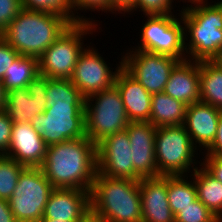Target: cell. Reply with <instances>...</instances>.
<instances>
[{
  "label": "cell",
  "mask_w": 222,
  "mask_h": 222,
  "mask_svg": "<svg viewBox=\"0 0 222 222\" xmlns=\"http://www.w3.org/2000/svg\"><path fill=\"white\" fill-rule=\"evenodd\" d=\"M70 25L59 14L22 8L0 36L20 55L39 58Z\"/></svg>",
  "instance_id": "3957f363"
},
{
  "label": "cell",
  "mask_w": 222,
  "mask_h": 222,
  "mask_svg": "<svg viewBox=\"0 0 222 222\" xmlns=\"http://www.w3.org/2000/svg\"><path fill=\"white\" fill-rule=\"evenodd\" d=\"M115 86L120 91L129 121H149L151 94L123 67L116 75Z\"/></svg>",
  "instance_id": "44dd1931"
},
{
  "label": "cell",
  "mask_w": 222,
  "mask_h": 222,
  "mask_svg": "<svg viewBox=\"0 0 222 222\" xmlns=\"http://www.w3.org/2000/svg\"><path fill=\"white\" fill-rule=\"evenodd\" d=\"M5 94L6 93L3 89L2 81L0 80V110L4 108Z\"/></svg>",
  "instance_id": "ab89813d"
},
{
  "label": "cell",
  "mask_w": 222,
  "mask_h": 222,
  "mask_svg": "<svg viewBox=\"0 0 222 222\" xmlns=\"http://www.w3.org/2000/svg\"><path fill=\"white\" fill-rule=\"evenodd\" d=\"M25 166L13 158L0 155V199L9 200L13 195L18 178Z\"/></svg>",
  "instance_id": "83f0119b"
},
{
  "label": "cell",
  "mask_w": 222,
  "mask_h": 222,
  "mask_svg": "<svg viewBox=\"0 0 222 222\" xmlns=\"http://www.w3.org/2000/svg\"><path fill=\"white\" fill-rule=\"evenodd\" d=\"M139 188L142 222H175L168 202L167 175L142 178Z\"/></svg>",
  "instance_id": "d6986e66"
},
{
  "label": "cell",
  "mask_w": 222,
  "mask_h": 222,
  "mask_svg": "<svg viewBox=\"0 0 222 222\" xmlns=\"http://www.w3.org/2000/svg\"><path fill=\"white\" fill-rule=\"evenodd\" d=\"M193 178L197 198L222 222V183L213 177L201 164L190 178Z\"/></svg>",
  "instance_id": "cb8c5ba5"
},
{
  "label": "cell",
  "mask_w": 222,
  "mask_h": 222,
  "mask_svg": "<svg viewBox=\"0 0 222 222\" xmlns=\"http://www.w3.org/2000/svg\"><path fill=\"white\" fill-rule=\"evenodd\" d=\"M41 219L91 222L90 191L55 188L48 198Z\"/></svg>",
  "instance_id": "2e32d148"
},
{
  "label": "cell",
  "mask_w": 222,
  "mask_h": 222,
  "mask_svg": "<svg viewBox=\"0 0 222 222\" xmlns=\"http://www.w3.org/2000/svg\"><path fill=\"white\" fill-rule=\"evenodd\" d=\"M202 158L203 161L200 160L201 166L222 183V158L219 156H204Z\"/></svg>",
  "instance_id": "d590c367"
},
{
  "label": "cell",
  "mask_w": 222,
  "mask_h": 222,
  "mask_svg": "<svg viewBox=\"0 0 222 222\" xmlns=\"http://www.w3.org/2000/svg\"><path fill=\"white\" fill-rule=\"evenodd\" d=\"M204 151L205 156H219L222 158V114L220 115L217 131L212 144Z\"/></svg>",
  "instance_id": "8d00e7d4"
},
{
  "label": "cell",
  "mask_w": 222,
  "mask_h": 222,
  "mask_svg": "<svg viewBox=\"0 0 222 222\" xmlns=\"http://www.w3.org/2000/svg\"><path fill=\"white\" fill-rule=\"evenodd\" d=\"M200 101L222 110V66L217 60L199 61Z\"/></svg>",
  "instance_id": "603a6c76"
},
{
  "label": "cell",
  "mask_w": 222,
  "mask_h": 222,
  "mask_svg": "<svg viewBox=\"0 0 222 222\" xmlns=\"http://www.w3.org/2000/svg\"><path fill=\"white\" fill-rule=\"evenodd\" d=\"M172 2V0H134V4L126 14H132L139 9V12L143 11V15H170L175 11Z\"/></svg>",
  "instance_id": "4dcf8cb0"
},
{
  "label": "cell",
  "mask_w": 222,
  "mask_h": 222,
  "mask_svg": "<svg viewBox=\"0 0 222 222\" xmlns=\"http://www.w3.org/2000/svg\"><path fill=\"white\" fill-rule=\"evenodd\" d=\"M39 222H69V221L55 220V219H41Z\"/></svg>",
  "instance_id": "b9f144b4"
},
{
  "label": "cell",
  "mask_w": 222,
  "mask_h": 222,
  "mask_svg": "<svg viewBox=\"0 0 222 222\" xmlns=\"http://www.w3.org/2000/svg\"><path fill=\"white\" fill-rule=\"evenodd\" d=\"M175 222H221L198 198L175 215Z\"/></svg>",
  "instance_id": "f546056e"
},
{
  "label": "cell",
  "mask_w": 222,
  "mask_h": 222,
  "mask_svg": "<svg viewBox=\"0 0 222 222\" xmlns=\"http://www.w3.org/2000/svg\"><path fill=\"white\" fill-rule=\"evenodd\" d=\"M41 169L54 188L90 191L97 169V145L87 136L47 146Z\"/></svg>",
  "instance_id": "6da1fadb"
},
{
  "label": "cell",
  "mask_w": 222,
  "mask_h": 222,
  "mask_svg": "<svg viewBox=\"0 0 222 222\" xmlns=\"http://www.w3.org/2000/svg\"><path fill=\"white\" fill-rule=\"evenodd\" d=\"M134 171L141 178L161 176L155 158V134L157 127L149 121H130L126 128Z\"/></svg>",
  "instance_id": "9a60e30c"
},
{
  "label": "cell",
  "mask_w": 222,
  "mask_h": 222,
  "mask_svg": "<svg viewBox=\"0 0 222 222\" xmlns=\"http://www.w3.org/2000/svg\"><path fill=\"white\" fill-rule=\"evenodd\" d=\"M197 151L184 125L157 128L155 158L160 175H190L201 164L195 158Z\"/></svg>",
  "instance_id": "8992f818"
},
{
  "label": "cell",
  "mask_w": 222,
  "mask_h": 222,
  "mask_svg": "<svg viewBox=\"0 0 222 222\" xmlns=\"http://www.w3.org/2000/svg\"><path fill=\"white\" fill-rule=\"evenodd\" d=\"M38 74V58L19 54L6 70L2 79L3 89L6 93L16 88L26 87Z\"/></svg>",
  "instance_id": "484cf974"
},
{
  "label": "cell",
  "mask_w": 222,
  "mask_h": 222,
  "mask_svg": "<svg viewBox=\"0 0 222 222\" xmlns=\"http://www.w3.org/2000/svg\"><path fill=\"white\" fill-rule=\"evenodd\" d=\"M179 16V18H177ZM145 15L140 30V45L128 50H143L171 56L179 61L187 59L184 48V24L179 14Z\"/></svg>",
  "instance_id": "9c48e42d"
},
{
  "label": "cell",
  "mask_w": 222,
  "mask_h": 222,
  "mask_svg": "<svg viewBox=\"0 0 222 222\" xmlns=\"http://www.w3.org/2000/svg\"><path fill=\"white\" fill-rule=\"evenodd\" d=\"M0 222H17L10 209L9 202L0 199Z\"/></svg>",
  "instance_id": "f35d334b"
},
{
  "label": "cell",
  "mask_w": 222,
  "mask_h": 222,
  "mask_svg": "<svg viewBox=\"0 0 222 222\" xmlns=\"http://www.w3.org/2000/svg\"><path fill=\"white\" fill-rule=\"evenodd\" d=\"M19 53L13 49L1 36H0V80L2 81L6 70L12 65L13 61Z\"/></svg>",
  "instance_id": "e575fe53"
},
{
  "label": "cell",
  "mask_w": 222,
  "mask_h": 222,
  "mask_svg": "<svg viewBox=\"0 0 222 222\" xmlns=\"http://www.w3.org/2000/svg\"><path fill=\"white\" fill-rule=\"evenodd\" d=\"M23 9L47 11L65 17L71 24L80 22L74 15L70 0H21Z\"/></svg>",
  "instance_id": "f1b7e54d"
},
{
  "label": "cell",
  "mask_w": 222,
  "mask_h": 222,
  "mask_svg": "<svg viewBox=\"0 0 222 222\" xmlns=\"http://www.w3.org/2000/svg\"><path fill=\"white\" fill-rule=\"evenodd\" d=\"M54 189L41 167H25L8 200L17 222H39Z\"/></svg>",
  "instance_id": "ba28073f"
},
{
  "label": "cell",
  "mask_w": 222,
  "mask_h": 222,
  "mask_svg": "<svg viewBox=\"0 0 222 222\" xmlns=\"http://www.w3.org/2000/svg\"><path fill=\"white\" fill-rule=\"evenodd\" d=\"M48 77L36 75L26 87L6 92L4 110L13 123L31 122L47 108Z\"/></svg>",
  "instance_id": "5bb4252c"
},
{
  "label": "cell",
  "mask_w": 222,
  "mask_h": 222,
  "mask_svg": "<svg viewBox=\"0 0 222 222\" xmlns=\"http://www.w3.org/2000/svg\"><path fill=\"white\" fill-rule=\"evenodd\" d=\"M212 3L183 6L180 11L188 60H217L222 55V0Z\"/></svg>",
  "instance_id": "277c9868"
},
{
  "label": "cell",
  "mask_w": 222,
  "mask_h": 222,
  "mask_svg": "<svg viewBox=\"0 0 222 222\" xmlns=\"http://www.w3.org/2000/svg\"><path fill=\"white\" fill-rule=\"evenodd\" d=\"M30 123L47 146L86 137L85 106L47 107Z\"/></svg>",
  "instance_id": "30bf717a"
},
{
  "label": "cell",
  "mask_w": 222,
  "mask_h": 222,
  "mask_svg": "<svg viewBox=\"0 0 222 222\" xmlns=\"http://www.w3.org/2000/svg\"><path fill=\"white\" fill-rule=\"evenodd\" d=\"M186 108V104L166 95L164 92L152 94L149 123L157 128L183 125Z\"/></svg>",
  "instance_id": "7402d4cb"
},
{
  "label": "cell",
  "mask_w": 222,
  "mask_h": 222,
  "mask_svg": "<svg viewBox=\"0 0 222 222\" xmlns=\"http://www.w3.org/2000/svg\"><path fill=\"white\" fill-rule=\"evenodd\" d=\"M91 222H142L139 181L96 173L90 190Z\"/></svg>",
  "instance_id": "7a4b0ae2"
},
{
  "label": "cell",
  "mask_w": 222,
  "mask_h": 222,
  "mask_svg": "<svg viewBox=\"0 0 222 222\" xmlns=\"http://www.w3.org/2000/svg\"><path fill=\"white\" fill-rule=\"evenodd\" d=\"M217 61L221 64L222 66V55L217 59Z\"/></svg>",
  "instance_id": "7bdbcfd3"
},
{
  "label": "cell",
  "mask_w": 222,
  "mask_h": 222,
  "mask_svg": "<svg viewBox=\"0 0 222 222\" xmlns=\"http://www.w3.org/2000/svg\"><path fill=\"white\" fill-rule=\"evenodd\" d=\"M163 92L187 106L200 101L199 61H179L170 72Z\"/></svg>",
  "instance_id": "ffe728a7"
},
{
  "label": "cell",
  "mask_w": 222,
  "mask_h": 222,
  "mask_svg": "<svg viewBox=\"0 0 222 222\" xmlns=\"http://www.w3.org/2000/svg\"><path fill=\"white\" fill-rule=\"evenodd\" d=\"M221 114L222 110L201 101L187 106L183 125L198 150L206 151L214 141Z\"/></svg>",
  "instance_id": "ac0fdd59"
},
{
  "label": "cell",
  "mask_w": 222,
  "mask_h": 222,
  "mask_svg": "<svg viewBox=\"0 0 222 222\" xmlns=\"http://www.w3.org/2000/svg\"><path fill=\"white\" fill-rule=\"evenodd\" d=\"M73 10V15L79 20V21H88V22H94L96 23L97 20L78 15L79 12H87L88 11H104L105 13L108 11L110 13V0H70ZM83 10V11H82ZM77 13V15H76ZM91 19V20H90Z\"/></svg>",
  "instance_id": "1f68e13d"
},
{
  "label": "cell",
  "mask_w": 222,
  "mask_h": 222,
  "mask_svg": "<svg viewBox=\"0 0 222 222\" xmlns=\"http://www.w3.org/2000/svg\"><path fill=\"white\" fill-rule=\"evenodd\" d=\"M98 25L88 21L72 23L38 58L39 73L51 79H70L86 46L83 39L95 33Z\"/></svg>",
  "instance_id": "5b68a950"
},
{
  "label": "cell",
  "mask_w": 222,
  "mask_h": 222,
  "mask_svg": "<svg viewBox=\"0 0 222 222\" xmlns=\"http://www.w3.org/2000/svg\"><path fill=\"white\" fill-rule=\"evenodd\" d=\"M46 150L47 145L30 122L13 123L11 142L6 156L25 167H41Z\"/></svg>",
  "instance_id": "e0dca14e"
},
{
  "label": "cell",
  "mask_w": 222,
  "mask_h": 222,
  "mask_svg": "<svg viewBox=\"0 0 222 222\" xmlns=\"http://www.w3.org/2000/svg\"><path fill=\"white\" fill-rule=\"evenodd\" d=\"M129 123L120 91L115 85L85 98L86 136L96 145L106 136L126 129Z\"/></svg>",
  "instance_id": "52a82bcc"
},
{
  "label": "cell",
  "mask_w": 222,
  "mask_h": 222,
  "mask_svg": "<svg viewBox=\"0 0 222 222\" xmlns=\"http://www.w3.org/2000/svg\"><path fill=\"white\" fill-rule=\"evenodd\" d=\"M133 4L134 0H110V13L124 15Z\"/></svg>",
  "instance_id": "74e56055"
},
{
  "label": "cell",
  "mask_w": 222,
  "mask_h": 222,
  "mask_svg": "<svg viewBox=\"0 0 222 222\" xmlns=\"http://www.w3.org/2000/svg\"><path fill=\"white\" fill-rule=\"evenodd\" d=\"M22 8L21 0H0V34L17 17Z\"/></svg>",
  "instance_id": "d6a6232c"
},
{
  "label": "cell",
  "mask_w": 222,
  "mask_h": 222,
  "mask_svg": "<svg viewBox=\"0 0 222 222\" xmlns=\"http://www.w3.org/2000/svg\"><path fill=\"white\" fill-rule=\"evenodd\" d=\"M47 107L85 106V98L70 79L48 78Z\"/></svg>",
  "instance_id": "4316f807"
},
{
  "label": "cell",
  "mask_w": 222,
  "mask_h": 222,
  "mask_svg": "<svg viewBox=\"0 0 222 222\" xmlns=\"http://www.w3.org/2000/svg\"><path fill=\"white\" fill-rule=\"evenodd\" d=\"M131 144L126 129L106 136L97 144V169L111 178H128L140 181L134 171Z\"/></svg>",
  "instance_id": "4fadbf2b"
},
{
  "label": "cell",
  "mask_w": 222,
  "mask_h": 222,
  "mask_svg": "<svg viewBox=\"0 0 222 222\" xmlns=\"http://www.w3.org/2000/svg\"><path fill=\"white\" fill-rule=\"evenodd\" d=\"M13 121L7 112L0 110V155L6 154L11 142Z\"/></svg>",
  "instance_id": "836d02e7"
},
{
  "label": "cell",
  "mask_w": 222,
  "mask_h": 222,
  "mask_svg": "<svg viewBox=\"0 0 222 222\" xmlns=\"http://www.w3.org/2000/svg\"><path fill=\"white\" fill-rule=\"evenodd\" d=\"M172 1H173V3H174L175 0H172ZM176 1H177V0H176ZM180 1H181V0H180ZM184 1H185V2H184ZM206 1H208V0H182V2H184L185 4H187L188 2L191 3L190 5L187 4L186 7L195 6V5H198V4H200V3H204V2H206ZM186 2H187V3H186Z\"/></svg>",
  "instance_id": "60d3db41"
},
{
  "label": "cell",
  "mask_w": 222,
  "mask_h": 222,
  "mask_svg": "<svg viewBox=\"0 0 222 222\" xmlns=\"http://www.w3.org/2000/svg\"><path fill=\"white\" fill-rule=\"evenodd\" d=\"M93 46H86L78 57L73 74L70 78L80 94L86 98L94 93L109 89L115 85L118 71L122 67L121 61L113 72L104 58Z\"/></svg>",
  "instance_id": "7c38bea8"
},
{
  "label": "cell",
  "mask_w": 222,
  "mask_h": 222,
  "mask_svg": "<svg viewBox=\"0 0 222 222\" xmlns=\"http://www.w3.org/2000/svg\"><path fill=\"white\" fill-rule=\"evenodd\" d=\"M187 175H167V195L174 216L197 199V190L193 178ZM189 179V180H188Z\"/></svg>",
  "instance_id": "d4e9b609"
},
{
  "label": "cell",
  "mask_w": 222,
  "mask_h": 222,
  "mask_svg": "<svg viewBox=\"0 0 222 222\" xmlns=\"http://www.w3.org/2000/svg\"><path fill=\"white\" fill-rule=\"evenodd\" d=\"M127 51L122 55V67L151 95L163 92L170 72L179 60L143 50Z\"/></svg>",
  "instance_id": "8fae6325"
}]
</instances>
